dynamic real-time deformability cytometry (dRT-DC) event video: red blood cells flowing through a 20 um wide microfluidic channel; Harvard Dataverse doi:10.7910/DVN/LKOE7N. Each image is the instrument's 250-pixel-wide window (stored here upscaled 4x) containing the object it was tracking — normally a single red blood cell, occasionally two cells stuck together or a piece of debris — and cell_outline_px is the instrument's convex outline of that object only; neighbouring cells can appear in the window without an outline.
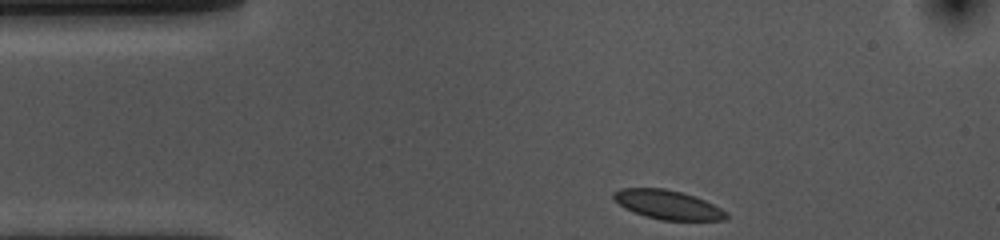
{"species": "common noctule bat (a hibernating species)", "species_latin": "Nyctalus noctula", "temperature_condition": "cold", "stored_images_in_passage": 35, "camera_frame_rate_fps": 3000, "um_per_image_px": 0.085, "animal": {"sex": "female", "body_mass_g": 10.0, "forearm_length_mm": 53.1}, "frame": {"image": 1, "passage_image": 1, "time_ms": 0.0, "image_size_px": [1000, 240], "cell_outline_px": [[728, 216], [724, 220], [660, 220], [644, 216], [624, 208], [612, 196], [612, 192], [620, 188], [664, 188], [680, 192], [704, 200], [728, 212]], "centroid_in_image_um": [56.73, 17.4], "position_along_channel_um": 28.3, "area_um2": 18.96}}
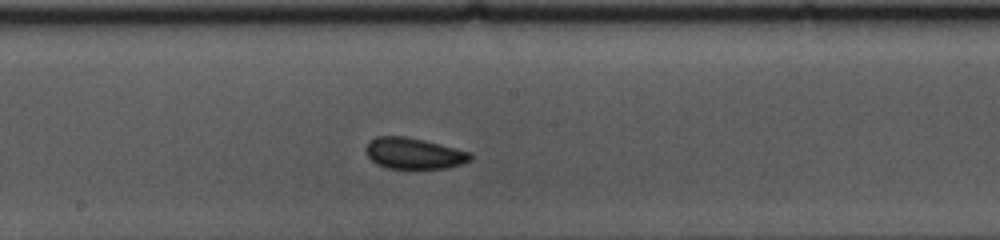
{"frame": {"image": 2, "passage_image": 20, "time_ms": 6.333, "image_size_px": [1000, 240], "cell_outline_px": [[472, 160], [460, 164], [444, 168], [388, 168], [376, 164], [364, 152], [364, 148], [368, 140], [376, 136], [404, 136], [424, 140], [472, 152]], "centroid_in_image_um": [35.14, 13.02], "position_along_channel_um": 213.1, "area_um2": 19.07}}
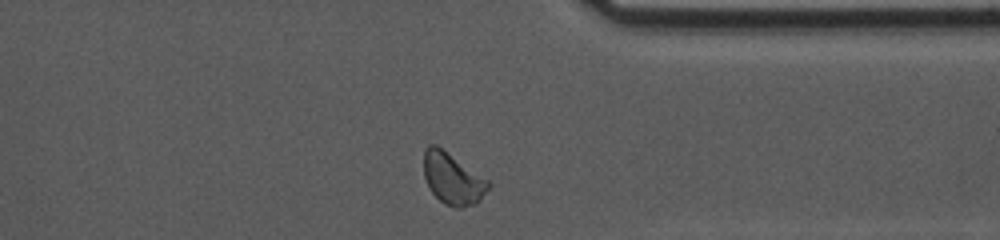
{"frame": {"image": 3, "passage_image": 34, "time_ms": 11.0, "image_size_px": [1000, 240], "cell_outline_px": [[492, 184], [480, 200], [476, 204], [460, 208], [456, 208], [440, 200], [432, 192], [424, 176], [424, 148], [428, 144], [436, 144], [488, 180]], "centroid_in_image_um": [38.48, 15.17], "position_along_channel_um": 372.9, "area_um2": 19.19}, "authors_computed_cell_mechanics": {"area_um2": 18.9584, "velocity_mm_per_s": 3.5702, "shape_relaxation_time_tau1_ms": null, "shape_relaxation_time_tau2_ms": 2.5326, "deformation_change_tau1": null, "deformation_change_tau2": 0.0659}}